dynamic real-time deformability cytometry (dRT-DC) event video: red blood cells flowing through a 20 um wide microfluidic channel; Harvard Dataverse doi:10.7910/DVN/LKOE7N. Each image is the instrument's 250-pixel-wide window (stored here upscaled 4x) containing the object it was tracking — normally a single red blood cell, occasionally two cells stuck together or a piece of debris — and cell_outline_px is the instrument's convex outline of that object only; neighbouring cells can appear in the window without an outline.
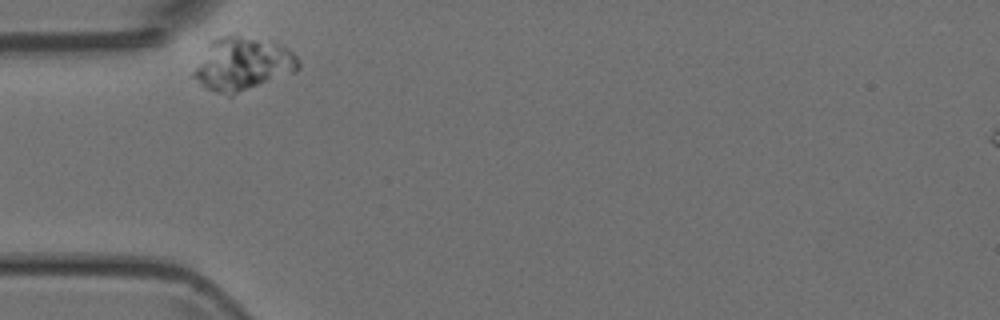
{"species": "Egyptian fruit bat (a non-hibernating species)", "species_latin": "Rousettus aegyptiacus", "temperature_condition": "room temperature", "stored_images_in_passage": 22, "camera_frame_rate_fps": 3000, "um_per_image_px": 0.085, "animal": {"sex": "female"}, "frame": {"image": 1, "passage_image": 1, "time_ms": 0.0, "image_size_px": [1000, 320], "cell_outline_px": [[300, 68], [296, 72], [232, 96], [228, 96], [204, 88], [192, 76], [192, 72], [212, 40], [220, 36], [240, 36], [280, 44], [288, 48], [296, 56], [300, 64]], "centroid_in_image_um": [20.64, 5.48], "position_along_channel_um": 64.4, "area_um2": 32.25}}
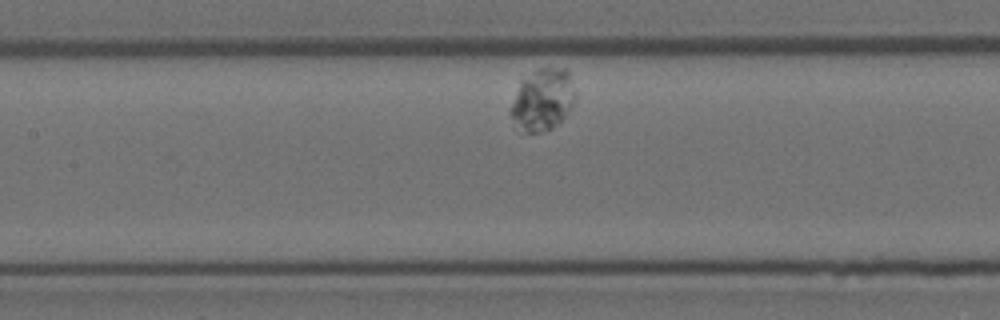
{"frame": {"image": 2, "passage_image": 10, "time_ms": 3.0, "image_size_px": [1000, 320], "cell_outline_px": [[576, 96], [568, 112], [552, 128], [540, 132], [524, 132], [508, 112], [508, 108], [520, 80], [540, 68], [568, 68], [576, 92]], "centroid_in_image_um": [46.12, 8.44], "position_along_channel_um": 161.3, "area_um2": 23.29}}
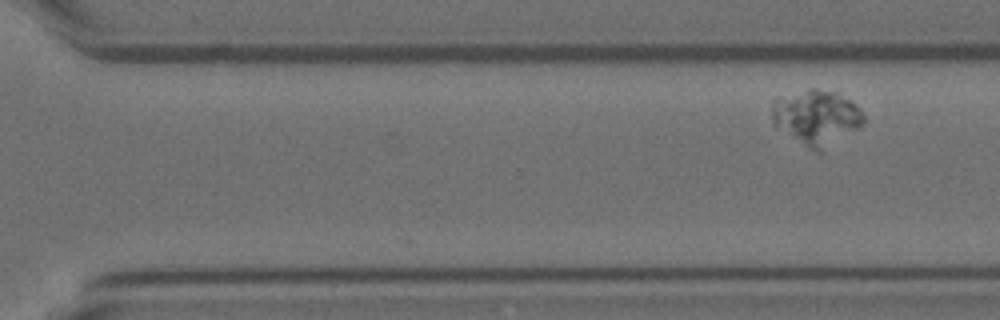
{"frame": {"image": 3, "passage_image": 22, "time_ms": 7.0, "image_size_px": [1000, 320], "cell_outline_px": [[864, 124], [860, 128], [820, 152], [816, 152], [776, 128], [772, 124], [772, 100], [776, 96], [808, 88], [816, 88], [836, 92], [856, 104], [864, 112]], "centroid_in_image_um": [69.38, 9.95], "position_along_channel_um": 301.2, "area_um2": 30.0}}